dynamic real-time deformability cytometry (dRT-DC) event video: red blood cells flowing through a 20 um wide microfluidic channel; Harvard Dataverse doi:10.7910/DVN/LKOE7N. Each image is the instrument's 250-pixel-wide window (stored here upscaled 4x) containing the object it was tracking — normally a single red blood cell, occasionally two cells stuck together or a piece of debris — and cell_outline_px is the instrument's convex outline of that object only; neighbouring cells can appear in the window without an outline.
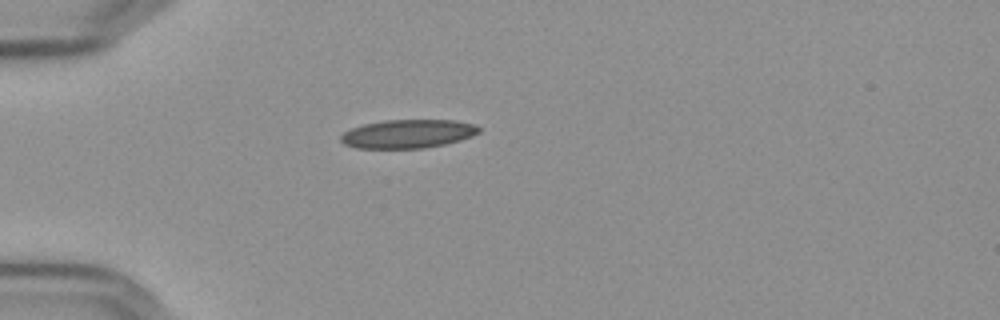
{"species": "Egyptian fruit bat (a non-hibernating species)", "species_latin": "Rousettus aegyptiacus", "temperature_condition": "cold", "stored_images_in_passage": 41, "camera_frame_rate_fps": 3000, "um_per_image_px": 0.085, "frame": {"image": 1, "passage_image": 1, "time_ms": 0.0, "image_size_px": [1000, 320], "cell_outline_px": [[480, 132], [472, 136], [460, 140], [444, 144], [424, 148], [356, 148], [344, 144], [340, 140], [340, 136], [344, 132], [352, 128], [364, 124], [384, 120], [456, 120], [472, 124], [480, 128]], "centroid_in_image_um": [34.66, 11.37], "position_along_channel_um": 50.3, "area_um2": 22.95}}
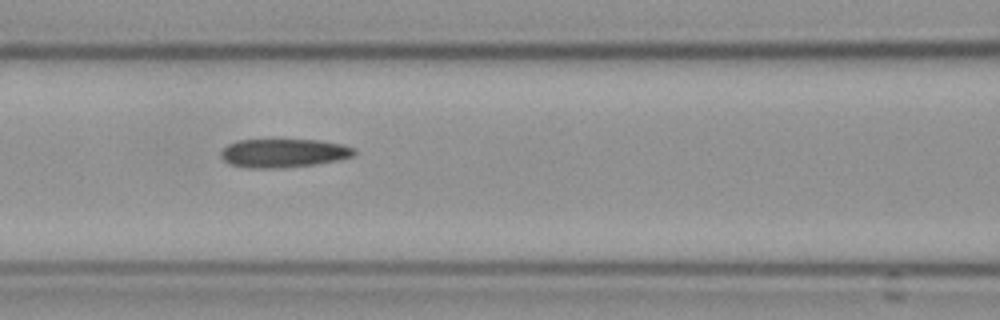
{"frame": {"image": 2, "passage_image": 10, "time_ms": 3.0, "image_size_px": [1000, 320], "cell_outline_px": [[356, 152], [352, 156], [340, 160], [316, 164], [284, 168], [244, 168], [228, 164], [220, 156], [220, 152], [228, 144], [236, 140], [316, 140], [340, 144], [352, 148]], "centroid_in_image_um": [24.04, 13.03], "position_along_channel_um": 142.6, "area_um2": 22.31}}
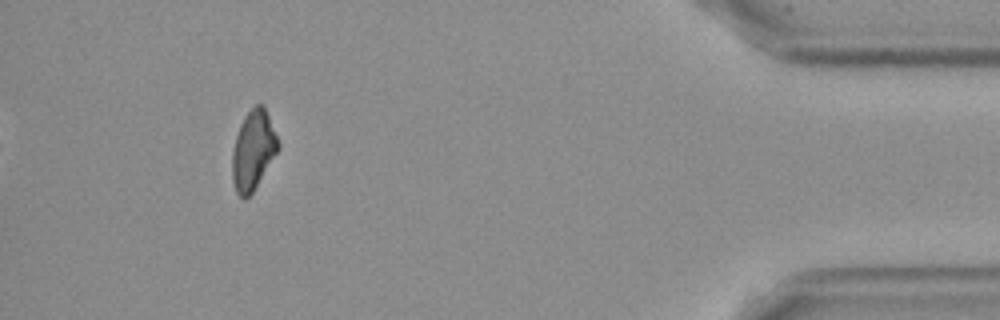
{"frame": {"image": 3, "passage_image": 37, "time_ms": 12.0, "image_size_px": [1000, 320], "cell_outline_px": [[280, 148], [252, 192], [244, 200], [236, 192], [232, 180], [232, 152], [236, 136], [240, 124], [244, 116], [256, 104], [264, 104], [280, 144]], "centroid_in_image_um": [21.52, 12.75], "position_along_channel_um": 413.7, "area_um2": 21.15}, "authors_computed_cell_mechanics": {"area_um2": 22.542, "velocity_mm_per_s": 3.6214, "shape_relaxation_time_tau1_ms": null, "shape_relaxation_time_tau2_ms": 5.3392, "deformation_change_tau1": null, "deformation_change_tau2": 0.1461}}